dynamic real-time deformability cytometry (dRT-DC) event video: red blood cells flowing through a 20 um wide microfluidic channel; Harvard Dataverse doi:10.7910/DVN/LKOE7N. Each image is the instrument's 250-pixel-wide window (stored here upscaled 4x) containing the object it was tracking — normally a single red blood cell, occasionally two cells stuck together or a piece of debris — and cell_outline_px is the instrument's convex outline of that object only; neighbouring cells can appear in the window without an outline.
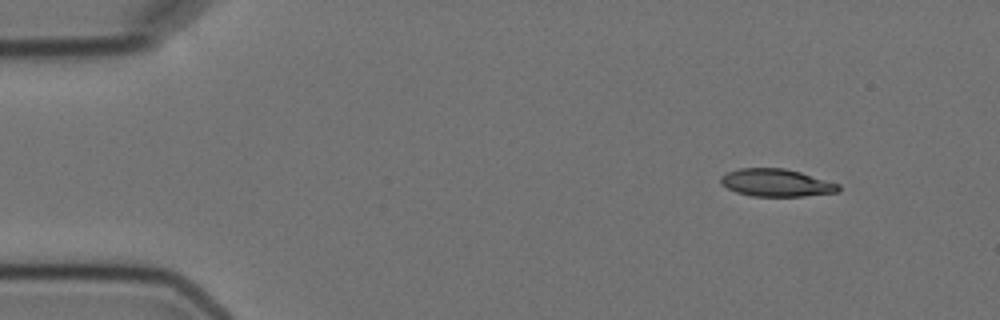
{"species": "Egyptian fruit bat (a non-hibernating species)", "species_latin": "Rousettus aegyptiacus", "temperature_condition": "cold", "stored_images_in_passage": 5, "camera_frame_rate_fps": 3000, "um_per_image_px": 0.085, "animal": {"sex": "female"}, "frame": {"image": 1, "passage_image": 1, "time_ms": 0.0, "image_size_px": [1000, 320], "cell_outline_px": [[840, 192], [804, 196], [752, 196], [736, 192], [720, 184], [720, 176], [728, 172], [740, 168], [784, 168], [800, 172], [840, 184]], "centroid_in_image_um": [65.99, 15.54], "position_along_channel_um": 19.0, "area_um2": 18.96}}
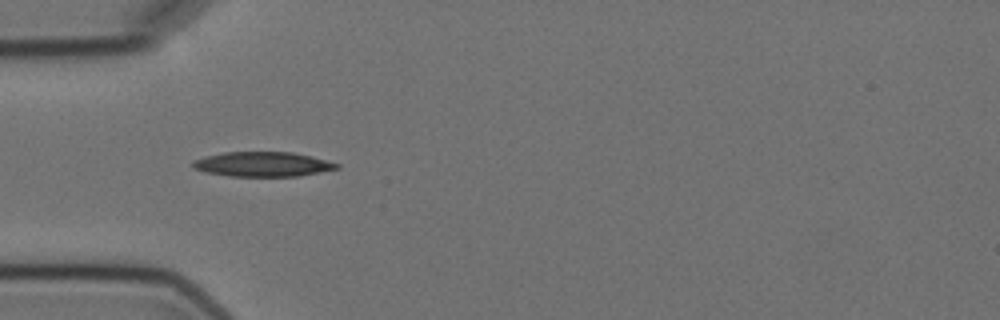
{"frame": {"image": 2, "passage_image": 4, "time_ms": 3.667, "image_size_px": [1000, 320], "cell_outline_px": [[340, 168], [296, 176], [228, 176], [204, 172], [192, 168], [192, 160], [204, 156], [224, 152], [292, 152], [312, 156], [340, 164]], "centroid_in_image_um": [22.28, 13.95], "position_along_channel_um": 62.7, "area_um2": 20.81}}
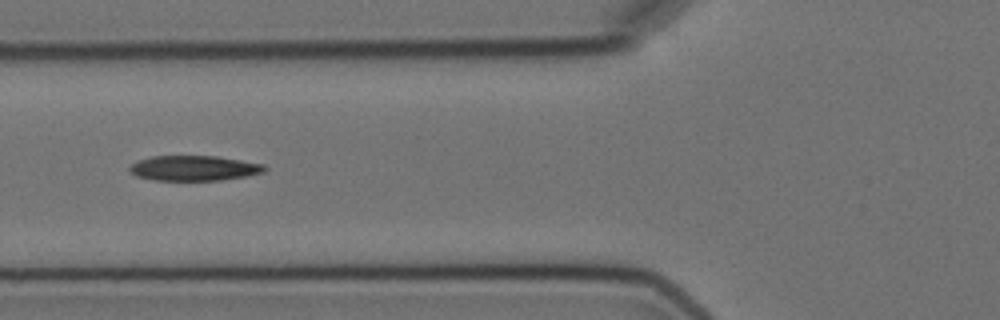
{"frame": {"image": 3, "passage_image": 5, "time_ms": 5.0, "image_size_px": [1000, 320], "cell_outline_px": [[268, 168], [264, 172], [248, 176], [220, 180], [156, 180], [136, 176], [128, 168], [132, 164], [140, 160], [152, 156], [216, 156], [264, 164]], "centroid_in_image_um": [16.53, 14.29], "position_along_channel_um": 109.3, "area_um2": 19.65}}